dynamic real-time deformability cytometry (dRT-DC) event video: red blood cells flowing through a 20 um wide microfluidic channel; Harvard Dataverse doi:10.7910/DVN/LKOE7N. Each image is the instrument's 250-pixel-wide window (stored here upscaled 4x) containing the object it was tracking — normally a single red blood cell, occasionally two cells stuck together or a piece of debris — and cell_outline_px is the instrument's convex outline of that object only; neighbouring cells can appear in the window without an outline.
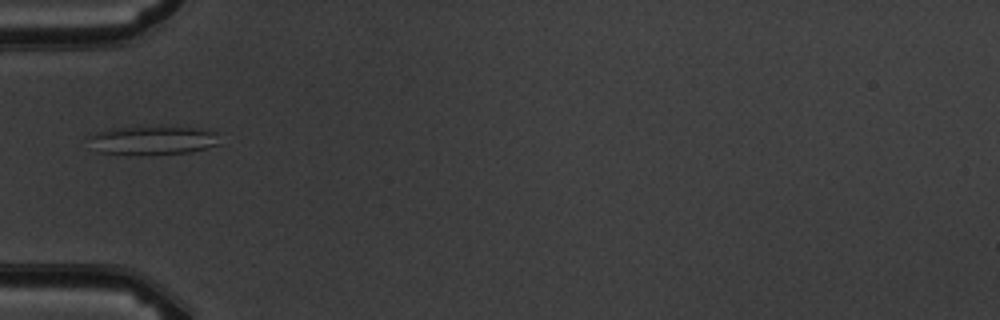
{"species": "common noctule bat (a hibernating species)", "species_latin": "Nyctalus noctula", "temperature_condition": "warm", "stored_images_in_passage": 5, "camera_frame_rate_fps": 3000, "um_per_image_px": 0.085, "animal": {"sex": "male", "body_mass_g": 19.5, "forearm_length_mm": 54.6}, "frame": {"image": 1, "passage_image": 5, "time_ms": 5.333, "image_size_px": [1000, 320], "cell_outline_px": [[220, 144], [192, 152], [136, 156], [100, 152], [88, 136], [96, 132], [112, 128], [140, 124], [204, 128], [216, 132]], "centroid_in_image_um": [13.03, 11.89], "position_along_channel_um": 72.0, "area_um2": 23.0}}